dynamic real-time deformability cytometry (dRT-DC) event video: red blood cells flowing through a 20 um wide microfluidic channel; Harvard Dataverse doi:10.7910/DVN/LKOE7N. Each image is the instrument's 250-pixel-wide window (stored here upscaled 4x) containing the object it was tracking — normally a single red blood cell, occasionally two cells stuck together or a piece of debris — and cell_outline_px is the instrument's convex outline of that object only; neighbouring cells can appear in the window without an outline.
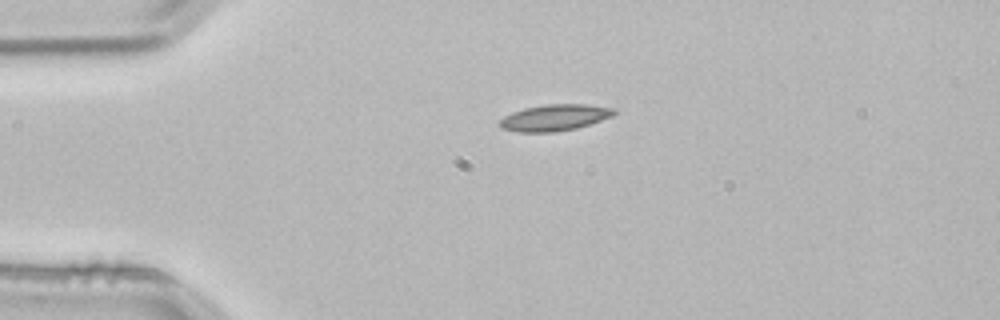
{"species": "common noctule bat (a hibernating species)", "species_latin": "Nyctalus noctula", "temperature_condition": "room temperature", "stored_images_in_passage": 3, "camera_frame_rate_fps": 3000, "um_per_image_px": 0.085, "animal": {"sex": "male", "body_mass_g": 21.5, "forearm_length_mm": 52.0}, "frame": {"image": 1, "passage_image": 2, "time_ms": 0.333, "image_size_px": [1000, 320], "cell_outline_px": [[616, 112], [612, 116], [576, 128], [556, 132], [520, 132], [500, 128], [500, 120], [504, 116], [512, 112], [524, 108], [544, 104], [588, 104], [616, 108]], "centroid_in_image_um": [47.14, 9.98], "position_along_channel_um": 37.9, "area_um2": 17.57}}
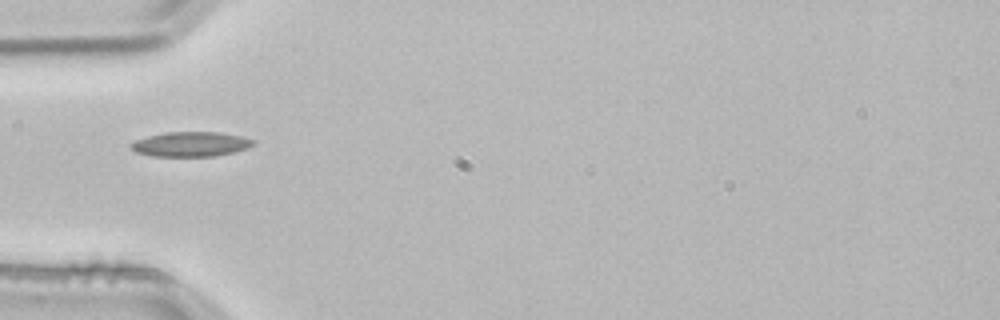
{"frame": {"image": 2, "passage_image": 3, "time_ms": 0.667, "image_size_px": [1000, 320], "cell_outline_px": [[256, 144], [248, 148], [216, 156], [152, 156], [136, 152], [128, 148], [128, 144], [136, 140], [148, 136], [164, 132], [220, 132], [240, 136], [256, 140]], "centroid_in_image_um": [16.2, 12.25], "position_along_channel_um": 68.8, "area_um2": 17.8}}